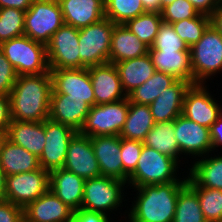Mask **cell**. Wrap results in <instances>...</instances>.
<instances>
[{"label": "cell", "instance_id": "cell-1", "mask_svg": "<svg viewBox=\"0 0 222 222\" xmlns=\"http://www.w3.org/2000/svg\"><path fill=\"white\" fill-rule=\"evenodd\" d=\"M51 73L17 76L10 99L11 120L42 122L49 118Z\"/></svg>", "mask_w": 222, "mask_h": 222}, {"label": "cell", "instance_id": "cell-2", "mask_svg": "<svg viewBox=\"0 0 222 222\" xmlns=\"http://www.w3.org/2000/svg\"><path fill=\"white\" fill-rule=\"evenodd\" d=\"M186 184L187 181H174L127 188L136 193L123 218H128L127 222H173L178 193Z\"/></svg>", "mask_w": 222, "mask_h": 222}, {"label": "cell", "instance_id": "cell-3", "mask_svg": "<svg viewBox=\"0 0 222 222\" xmlns=\"http://www.w3.org/2000/svg\"><path fill=\"white\" fill-rule=\"evenodd\" d=\"M179 169H181L180 164L175 159L143 145L137 167L128 177L127 186L137 188L144 185L187 181V175L183 174L182 178L180 177Z\"/></svg>", "mask_w": 222, "mask_h": 222}, {"label": "cell", "instance_id": "cell-4", "mask_svg": "<svg viewBox=\"0 0 222 222\" xmlns=\"http://www.w3.org/2000/svg\"><path fill=\"white\" fill-rule=\"evenodd\" d=\"M126 188H128L126 182L112 177L100 176L86 179L81 209L100 212L115 219L110 215L116 214L115 211L120 210L123 202L127 201Z\"/></svg>", "mask_w": 222, "mask_h": 222}, {"label": "cell", "instance_id": "cell-5", "mask_svg": "<svg viewBox=\"0 0 222 222\" xmlns=\"http://www.w3.org/2000/svg\"><path fill=\"white\" fill-rule=\"evenodd\" d=\"M0 50L18 76L50 73L46 45L28 36L12 38L0 44Z\"/></svg>", "mask_w": 222, "mask_h": 222}, {"label": "cell", "instance_id": "cell-6", "mask_svg": "<svg viewBox=\"0 0 222 222\" xmlns=\"http://www.w3.org/2000/svg\"><path fill=\"white\" fill-rule=\"evenodd\" d=\"M189 50L194 84H207L222 72V35L212 25Z\"/></svg>", "mask_w": 222, "mask_h": 222}, {"label": "cell", "instance_id": "cell-7", "mask_svg": "<svg viewBox=\"0 0 222 222\" xmlns=\"http://www.w3.org/2000/svg\"><path fill=\"white\" fill-rule=\"evenodd\" d=\"M114 23L104 17L79 29L80 68L109 63Z\"/></svg>", "mask_w": 222, "mask_h": 222}, {"label": "cell", "instance_id": "cell-8", "mask_svg": "<svg viewBox=\"0 0 222 222\" xmlns=\"http://www.w3.org/2000/svg\"><path fill=\"white\" fill-rule=\"evenodd\" d=\"M63 24L58 0H34L25 12L24 35L46 45Z\"/></svg>", "mask_w": 222, "mask_h": 222}, {"label": "cell", "instance_id": "cell-9", "mask_svg": "<svg viewBox=\"0 0 222 222\" xmlns=\"http://www.w3.org/2000/svg\"><path fill=\"white\" fill-rule=\"evenodd\" d=\"M128 97L113 103L93 105L79 133L85 136H119L128 114Z\"/></svg>", "mask_w": 222, "mask_h": 222}, {"label": "cell", "instance_id": "cell-10", "mask_svg": "<svg viewBox=\"0 0 222 222\" xmlns=\"http://www.w3.org/2000/svg\"><path fill=\"white\" fill-rule=\"evenodd\" d=\"M50 187V172L37 169L32 172L6 176L5 199L23 209L43 195Z\"/></svg>", "mask_w": 222, "mask_h": 222}, {"label": "cell", "instance_id": "cell-11", "mask_svg": "<svg viewBox=\"0 0 222 222\" xmlns=\"http://www.w3.org/2000/svg\"><path fill=\"white\" fill-rule=\"evenodd\" d=\"M79 28L63 24L46 44L49 69H79Z\"/></svg>", "mask_w": 222, "mask_h": 222}, {"label": "cell", "instance_id": "cell-12", "mask_svg": "<svg viewBox=\"0 0 222 222\" xmlns=\"http://www.w3.org/2000/svg\"><path fill=\"white\" fill-rule=\"evenodd\" d=\"M208 87L207 84H193L189 87L184 97L182 115L210 128L222 114V104L211 94L212 91L209 92Z\"/></svg>", "mask_w": 222, "mask_h": 222}, {"label": "cell", "instance_id": "cell-13", "mask_svg": "<svg viewBox=\"0 0 222 222\" xmlns=\"http://www.w3.org/2000/svg\"><path fill=\"white\" fill-rule=\"evenodd\" d=\"M77 133L72 127L52 121L45 120V145L39 157L42 169L52 171L63 168L68 145L73 136Z\"/></svg>", "mask_w": 222, "mask_h": 222}, {"label": "cell", "instance_id": "cell-14", "mask_svg": "<svg viewBox=\"0 0 222 222\" xmlns=\"http://www.w3.org/2000/svg\"><path fill=\"white\" fill-rule=\"evenodd\" d=\"M174 133L178 142L181 155H188L194 161L212 152L210 128L189 120L184 115H179L174 120Z\"/></svg>", "mask_w": 222, "mask_h": 222}, {"label": "cell", "instance_id": "cell-15", "mask_svg": "<svg viewBox=\"0 0 222 222\" xmlns=\"http://www.w3.org/2000/svg\"><path fill=\"white\" fill-rule=\"evenodd\" d=\"M51 93L68 94V98L83 99L91 107L95 105L90 73L87 67L79 69H53Z\"/></svg>", "mask_w": 222, "mask_h": 222}, {"label": "cell", "instance_id": "cell-16", "mask_svg": "<svg viewBox=\"0 0 222 222\" xmlns=\"http://www.w3.org/2000/svg\"><path fill=\"white\" fill-rule=\"evenodd\" d=\"M63 168L86 179L101 176L91 138L77 132L70 140Z\"/></svg>", "mask_w": 222, "mask_h": 222}, {"label": "cell", "instance_id": "cell-17", "mask_svg": "<svg viewBox=\"0 0 222 222\" xmlns=\"http://www.w3.org/2000/svg\"><path fill=\"white\" fill-rule=\"evenodd\" d=\"M91 144L98 161L101 176L112 177L128 182L121 160V137L115 135L93 136Z\"/></svg>", "mask_w": 222, "mask_h": 222}, {"label": "cell", "instance_id": "cell-18", "mask_svg": "<svg viewBox=\"0 0 222 222\" xmlns=\"http://www.w3.org/2000/svg\"><path fill=\"white\" fill-rule=\"evenodd\" d=\"M95 104L113 103L127 98L115 64L105 63L88 67Z\"/></svg>", "mask_w": 222, "mask_h": 222}, {"label": "cell", "instance_id": "cell-19", "mask_svg": "<svg viewBox=\"0 0 222 222\" xmlns=\"http://www.w3.org/2000/svg\"><path fill=\"white\" fill-rule=\"evenodd\" d=\"M73 210L50 189L23 209L24 222H72Z\"/></svg>", "mask_w": 222, "mask_h": 222}, {"label": "cell", "instance_id": "cell-20", "mask_svg": "<svg viewBox=\"0 0 222 222\" xmlns=\"http://www.w3.org/2000/svg\"><path fill=\"white\" fill-rule=\"evenodd\" d=\"M91 106L83 99L68 98V94L51 93L49 119L80 131Z\"/></svg>", "mask_w": 222, "mask_h": 222}, {"label": "cell", "instance_id": "cell-21", "mask_svg": "<svg viewBox=\"0 0 222 222\" xmlns=\"http://www.w3.org/2000/svg\"><path fill=\"white\" fill-rule=\"evenodd\" d=\"M191 85L177 79L149 105L155 123L174 121L182 114L184 97Z\"/></svg>", "mask_w": 222, "mask_h": 222}, {"label": "cell", "instance_id": "cell-22", "mask_svg": "<svg viewBox=\"0 0 222 222\" xmlns=\"http://www.w3.org/2000/svg\"><path fill=\"white\" fill-rule=\"evenodd\" d=\"M85 179L64 168L50 171L49 189L70 209H81Z\"/></svg>", "mask_w": 222, "mask_h": 222}, {"label": "cell", "instance_id": "cell-23", "mask_svg": "<svg viewBox=\"0 0 222 222\" xmlns=\"http://www.w3.org/2000/svg\"><path fill=\"white\" fill-rule=\"evenodd\" d=\"M64 23L83 28L105 17L104 0H58Z\"/></svg>", "mask_w": 222, "mask_h": 222}, {"label": "cell", "instance_id": "cell-24", "mask_svg": "<svg viewBox=\"0 0 222 222\" xmlns=\"http://www.w3.org/2000/svg\"><path fill=\"white\" fill-rule=\"evenodd\" d=\"M7 139L25 148L38 158L45 145V120L42 122L11 120L7 129Z\"/></svg>", "mask_w": 222, "mask_h": 222}, {"label": "cell", "instance_id": "cell-25", "mask_svg": "<svg viewBox=\"0 0 222 222\" xmlns=\"http://www.w3.org/2000/svg\"><path fill=\"white\" fill-rule=\"evenodd\" d=\"M147 53H149V47L124 24L114 25L111 36L109 63L115 64L141 57Z\"/></svg>", "mask_w": 222, "mask_h": 222}, {"label": "cell", "instance_id": "cell-26", "mask_svg": "<svg viewBox=\"0 0 222 222\" xmlns=\"http://www.w3.org/2000/svg\"><path fill=\"white\" fill-rule=\"evenodd\" d=\"M156 71L194 84L190 51H149Z\"/></svg>", "mask_w": 222, "mask_h": 222}, {"label": "cell", "instance_id": "cell-27", "mask_svg": "<svg viewBox=\"0 0 222 222\" xmlns=\"http://www.w3.org/2000/svg\"><path fill=\"white\" fill-rule=\"evenodd\" d=\"M220 153L222 152H217L216 155L211 152L191 161L190 167H187V175L200 187L222 190V155Z\"/></svg>", "mask_w": 222, "mask_h": 222}, {"label": "cell", "instance_id": "cell-28", "mask_svg": "<svg viewBox=\"0 0 222 222\" xmlns=\"http://www.w3.org/2000/svg\"><path fill=\"white\" fill-rule=\"evenodd\" d=\"M115 67L126 95L141 86L156 72L149 53L141 57L115 63Z\"/></svg>", "mask_w": 222, "mask_h": 222}, {"label": "cell", "instance_id": "cell-29", "mask_svg": "<svg viewBox=\"0 0 222 222\" xmlns=\"http://www.w3.org/2000/svg\"><path fill=\"white\" fill-rule=\"evenodd\" d=\"M40 168L37 156L6 139L0 155V169L6 176L32 172Z\"/></svg>", "mask_w": 222, "mask_h": 222}, {"label": "cell", "instance_id": "cell-30", "mask_svg": "<svg viewBox=\"0 0 222 222\" xmlns=\"http://www.w3.org/2000/svg\"><path fill=\"white\" fill-rule=\"evenodd\" d=\"M143 144L175 159L179 164H181V160L184 157L180 153L179 145L175 138L174 121L156 123L147 133Z\"/></svg>", "mask_w": 222, "mask_h": 222}, {"label": "cell", "instance_id": "cell-31", "mask_svg": "<svg viewBox=\"0 0 222 222\" xmlns=\"http://www.w3.org/2000/svg\"><path fill=\"white\" fill-rule=\"evenodd\" d=\"M155 124L149 105L129 101L128 114L119 136L143 142Z\"/></svg>", "mask_w": 222, "mask_h": 222}, {"label": "cell", "instance_id": "cell-32", "mask_svg": "<svg viewBox=\"0 0 222 222\" xmlns=\"http://www.w3.org/2000/svg\"><path fill=\"white\" fill-rule=\"evenodd\" d=\"M176 80L173 75L156 71L146 82L131 91L127 97L130 102L150 105Z\"/></svg>", "mask_w": 222, "mask_h": 222}, {"label": "cell", "instance_id": "cell-33", "mask_svg": "<svg viewBox=\"0 0 222 222\" xmlns=\"http://www.w3.org/2000/svg\"><path fill=\"white\" fill-rule=\"evenodd\" d=\"M173 222H207L198 195L188 184L178 193Z\"/></svg>", "mask_w": 222, "mask_h": 222}, {"label": "cell", "instance_id": "cell-34", "mask_svg": "<svg viewBox=\"0 0 222 222\" xmlns=\"http://www.w3.org/2000/svg\"><path fill=\"white\" fill-rule=\"evenodd\" d=\"M187 184L197 193L205 220L222 221V190L200 187L188 175Z\"/></svg>", "mask_w": 222, "mask_h": 222}, {"label": "cell", "instance_id": "cell-35", "mask_svg": "<svg viewBox=\"0 0 222 222\" xmlns=\"http://www.w3.org/2000/svg\"><path fill=\"white\" fill-rule=\"evenodd\" d=\"M163 19L159 12H149L128 20L124 25L145 45L151 48Z\"/></svg>", "mask_w": 222, "mask_h": 222}, {"label": "cell", "instance_id": "cell-36", "mask_svg": "<svg viewBox=\"0 0 222 222\" xmlns=\"http://www.w3.org/2000/svg\"><path fill=\"white\" fill-rule=\"evenodd\" d=\"M104 6L105 17L114 24H125L146 12L142 0H105Z\"/></svg>", "mask_w": 222, "mask_h": 222}, {"label": "cell", "instance_id": "cell-37", "mask_svg": "<svg viewBox=\"0 0 222 222\" xmlns=\"http://www.w3.org/2000/svg\"><path fill=\"white\" fill-rule=\"evenodd\" d=\"M210 25V16L202 13L195 18L183 19L172 23L177 35L188 45L189 48L202 38L204 32Z\"/></svg>", "mask_w": 222, "mask_h": 222}, {"label": "cell", "instance_id": "cell-38", "mask_svg": "<svg viewBox=\"0 0 222 222\" xmlns=\"http://www.w3.org/2000/svg\"><path fill=\"white\" fill-rule=\"evenodd\" d=\"M25 12L17 8H0V44L24 35Z\"/></svg>", "mask_w": 222, "mask_h": 222}, {"label": "cell", "instance_id": "cell-39", "mask_svg": "<svg viewBox=\"0 0 222 222\" xmlns=\"http://www.w3.org/2000/svg\"><path fill=\"white\" fill-rule=\"evenodd\" d=\"M149 51H190L188 45L177 35L172 24L162 22Z\"/></svg>", "mask_w": 222, "mask_h": 222}, {"label": "cell", "instance_id": "cell-40", "mask_svg": "<svg viewBox=\"0 0 222 222\" xmlns=\"http://www.w3.org/2000/svg\"><path fill=\"white\" fill-rule=\"evenodd\" d=\"M200 14L189 0H174L161 11L163 22L172 24L183 19L195 18Z\"/></svg>", "mask_w": 222, "mask_h": 222}, {"label": "cell", "instance_id": "cell-41", "mask_svg": "<svg viewBox=\"0 0 222 222\" xmlns=\"http://www.w3.org/2000/svg\"><path fill=\"white\" fill-rule=\"evenodd\" d=\"M143 142L138 140H129L121 137V160L123 171L130 176L137 167Z\"/></svg>", "mask_w": 222, "mask_h": 222}, {"label": "cell", "instance_id": "cell-42", "mask_svg": "<svg viewBox=\"0 0 222 222\" xmlns=\"http://www.w3.org/2000/svg\"><path fill=\"white\" fill-rule=\"evenodd\" d=\"M17 76L14 67L0 50V94L9 96Z\"/></svg>", "mask_w": 222, "mask_h": 222}, {"label": "cell", "instance_id": "cell-43", "mask_svg": "<svg viewBox=\"0 0 222 222\" xmlns=\"http://www.w3.org/2000/svg\"><path fill=\"white\" fill-rule=\"evenodd\" d=\"M0 222H24L23 208L6 199L0 201Z\"/></svg>", "mask_w": 222, "mask_h": 222}, {"label": "cell", "instance_id": "cell-44", "mask_svg": "<svg viewBox=\"0 0 222 222\" xmlns=\"http://www.w3.org/2000/svg\"><path fill=\"white\" fill-rule=\"evenodd\" d=\"M109 216L100 212L80 209L73 212L72 222H112Z\"/></svg>", "mask_w": 222, "mask_h": 222}, {"label": "cell", "instance_id": "cell-45", "mask_svg": "<svg viewBox=\"0 0 222 222\" xmlns=\"http://www.w3.org/2000/svg\"><path fill=\"white\" fill-rule=\"evenodd\" d=\"M11 122L9 96L0 94V131L6 132Z\"/></svg>", "mask_w": 222, "mask_h": 222}, {"label": "cell", "instance_id": "cell-46", "mask_svg": "<svg viewBox=\"0 0 222 222\" xmlns=\"http://www.w3.org/2000/svg\"><path fill=\"white\" fill-rule=\"evenodd\" d=\"M210 138L212 142V152L215 153L222 146V114L210 127Z\"/></svg>", "mask_w": 222, "mask_h": 222}, {"label": "cell", "instance_id": "cell-47", "mask_svg": "<svg viewBox=\"0 0 222 222\" xmlns=\"http://www.w3.org/2000/svg\"><path fill=\"white\" fill-rule=\"evenodd\" d=\"M198 12L206 15H211L218 7L219 0H189Z\"/></svg>", "mask_w": 222, "mask_h": 222}, {"label": "cell", "instance_id": "cell-48", "mask_svg": "<svg viewBox=\"0 0 222 222\" xmlns=\"http://www.w3.org/2000/svg\"><path fill=\"white\" fill-rule=\"evenodd\" d=\"M34 0H0V8H17L23 11L31 6Z\"/></svg>", "mask_w": 222, "mask_h": 222}, {"label": "cell", "instance_id": "cell-49", "mask_svg": "<svg viewBox=\"0 0 222 222\" xmlns=\"http://www.w3.org/2000/svg\"><path fill=\"white\" fill-rule=\"evenodd\" d=\"M211 25L222 35V1L210 15Z\"/></svg>", "mask_w": 222, "mask_h": 222}, {"label": "cell", "instance_id": "cell-50", "mask_svg": "<svg viewBox=\"0 0 222 222\" xmlns=\"http://www.w3.org/2000/svg\"><path fill=\"white\" fill-rule=\"evenodd\" d=\"M145 11L161 13L160 0H142Z\"/></svg>", "mask_w": 222, "mask_h": 222}, {"label": "cell", "instance_id": "cell-51", "mask_svg": "<svg viewBox=\"0 0 222 222\" xmlns=\"http://www.w3.org/2000/svg\"><path fill=\"white\" fill-rule=\"evenodd\" d=\"M5 184H6V175L0 169V201L5 199Z\"/></svg>", "mask_w": 222, "mask_h": 222}, {"label": "cell", "instance_id": "cell-52", "mask_svg": "<svg viewBox=\"0 0 222 222\" xmlns=\"http://www.w3.org/2000/svg\"><path fill=\"white\" fill-rule=\"evenodd\" d=\"M7 139V132L0 131V155L2 151V146Z\"/></svg>", "mask_w": 222, "mask_h": 222}, {"label": "cell", "instance_id": "cell-53", "mask_svg": "<svg viewBox=\"0 0 222 222\" xmlns=\"http://www.w3.org/2000/svg\"><path fill=\"white\" fill-rule=\"evenodd\" d=\"M173 1L174 0H160L161 11L165 6L171 4Z\"/></svg>", "mask_w": 222, "mask_h": 222}]
</instances>
